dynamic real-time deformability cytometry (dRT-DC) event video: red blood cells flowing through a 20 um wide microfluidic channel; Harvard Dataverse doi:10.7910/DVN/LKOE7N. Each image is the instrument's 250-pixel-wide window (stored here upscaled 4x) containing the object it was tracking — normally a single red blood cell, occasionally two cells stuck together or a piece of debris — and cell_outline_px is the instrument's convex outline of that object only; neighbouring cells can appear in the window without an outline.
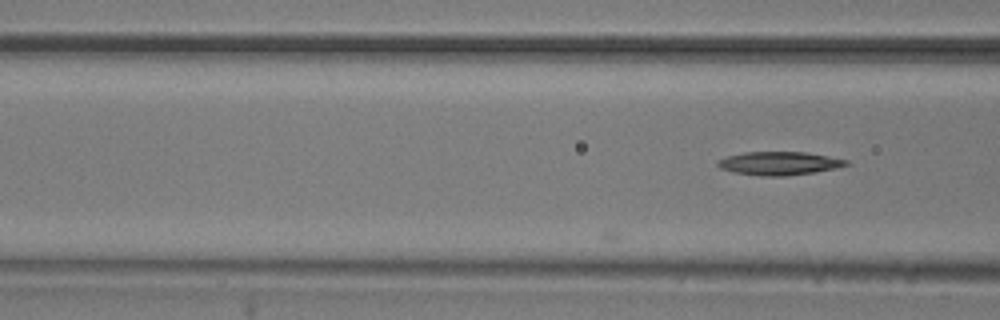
{"species": "common noctule bat (a hibernating species)", "species_latin": "Nyctalus noctula", "temperature_condition": "room temperature", "stored_images_in_passage": 3, "camera_frame_rate_fps": 3000, "um_per_image_px": 0.085, "animal": {"sex": "male", "body_mass_g": 20.5, "forearm_length_mm": 52.5}, "frame": {"image": 1, "passage_image": 3, "time_ms": 0.667, "image_size_px": [1000, 320], "cell_outline_px": [[852, 164], [836, 168], [816, 172], [788, 176], [760, 176], [732, 172], [720, 168], [716, 164], [716, 160], [728, 156], [744, 152], [804, 152], [828, 156], [848, 160]], "centroid_in_image_um": [66.23, 13.89], "position_along_channel_um": 100.4, "area_um2": 17.69}}